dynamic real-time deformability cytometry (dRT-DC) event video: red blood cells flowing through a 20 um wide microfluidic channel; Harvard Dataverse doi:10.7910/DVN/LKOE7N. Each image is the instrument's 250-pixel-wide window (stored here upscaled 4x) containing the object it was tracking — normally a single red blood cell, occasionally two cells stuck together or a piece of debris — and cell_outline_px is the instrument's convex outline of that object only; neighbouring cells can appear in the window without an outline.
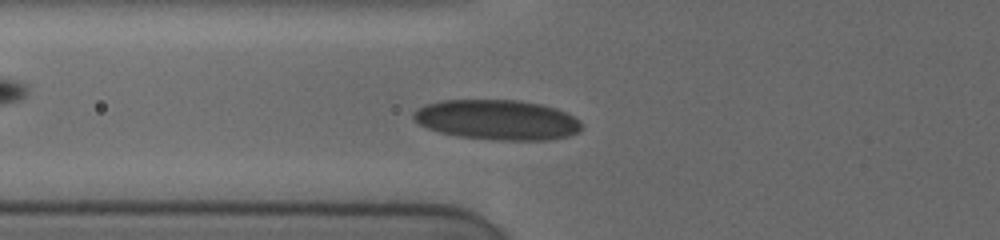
{"species": "human", "species_latin": "Homo sapiens", "temperature_condition": "cold", "stored_images_in_passage": 5, "camera_frame_rate_fps": 3000, "um_per_image_px": 0.085, "donor": {"sex": "female"}, "frame": {"image": 1, "passage_image": 5, "time_ms": 3.667, "image_size_px": [1000, 240], "cell_outline_px": [[584, 128], [580, 132], [568, 136], [548, 140], [496, 140], [456, 136], [440, 132], [428, 128], [420, 124], [412, 116], [412, 112], [424, 104], [444, 100], [520, 100], [540, 104], [556, 108], [580, 120]], "centroid_in_image_um": [42.28, 10.19], "position_along_channel_um": 83.5, "area_um2": 39.42}}